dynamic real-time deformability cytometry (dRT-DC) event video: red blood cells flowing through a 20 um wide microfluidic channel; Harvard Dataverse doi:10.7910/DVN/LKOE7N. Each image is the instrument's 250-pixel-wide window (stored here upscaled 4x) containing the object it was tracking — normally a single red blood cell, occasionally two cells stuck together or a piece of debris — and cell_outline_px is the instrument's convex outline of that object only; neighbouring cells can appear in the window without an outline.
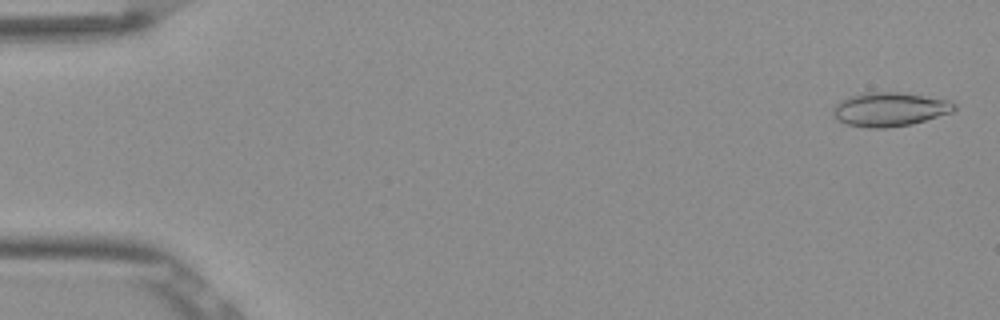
{"species": "Egyptian fruit bat (a non-hibernating species)", "species_latin": "Rousettus aegyptiacus", "temperature_condition": "room temperature", "stored_images_in_passage": 53, "camera_frame_rate_fps": 3000, "um_per_image_px": 0.085, "frame": {"image": 1, "passage_image": 2, "time_ms": 0.333, "image_size_px": [1000, 320], "cell_outline_px": [[956, 108], [952, 112], [912, 124], [888, 128], [868, 128], [844, 124], [832, 116], [832, 108], [840, 100], [848, 96], [864, 92], [896, 92], [948, 100], [956, 104]], "centroid_in_image_um": [75.56, 9.3], "position_along_channel_um": 9.4, "area_um2": 24.1}}
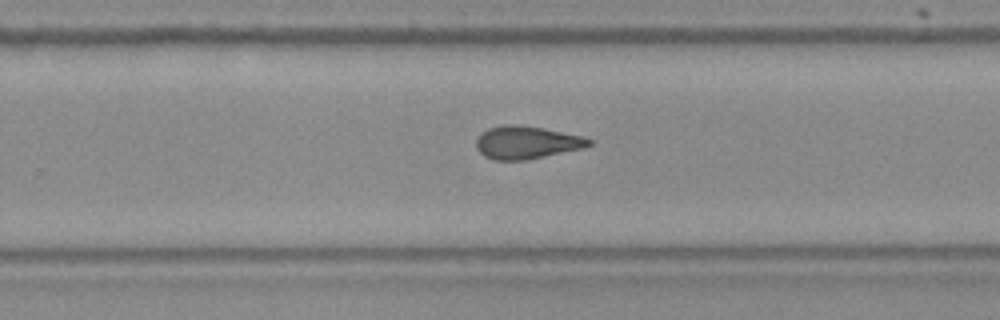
{"frame": {"image": 2, "passage_image": 34, "time_ms": 11.0, "image_size_px": [1000, 320], "cell_outline_px": [[592, 144], [584, 148], [528, 160], [492, 160], [484, 156], [476, 148], [476, 140], [480, 132], [488, 128], [504, 124], [512, 124], [544, 128], [584, 136], [592, 140]], "centroid_in_image_um": [44.75, 12.11], "position_along_channel_um": 285.0, "area_um2": 21.85}}
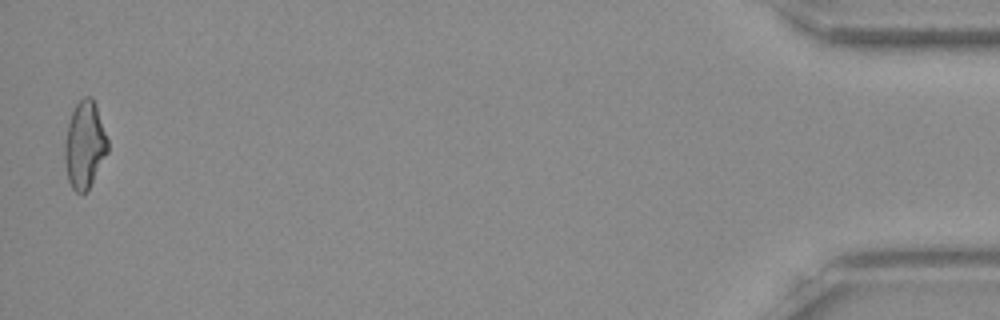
{"frame": {"image": 3, "passage_image": 52, "time_ms": 17.0, "image_size_px": [1000, 320], "cell_outline_px": [[108, 152], [88, 188], [84, 192], [76, 192], [72, 188], [68, 180], [64, 160], [64, 140], [68, 124], [72, 112], [76, 104], [84, 96], [92, 96], [96, 104], [108, 140]], "centroid_in_image_um": [7.18, 12.28], "position_along_channel_um": 428.0, "area_um2": 21.73}, "authors_computed_cell_mechanics": {"area_um2": 21.8484, "velocity_mm_per_s": 3.899, "shape_relaxation_time_tau1_ms": null, "shape_relaxation_time_tau2_ms": 3.0429, "deformation_change_tau1": null, "deformation_change_tau2": 0.1245}}